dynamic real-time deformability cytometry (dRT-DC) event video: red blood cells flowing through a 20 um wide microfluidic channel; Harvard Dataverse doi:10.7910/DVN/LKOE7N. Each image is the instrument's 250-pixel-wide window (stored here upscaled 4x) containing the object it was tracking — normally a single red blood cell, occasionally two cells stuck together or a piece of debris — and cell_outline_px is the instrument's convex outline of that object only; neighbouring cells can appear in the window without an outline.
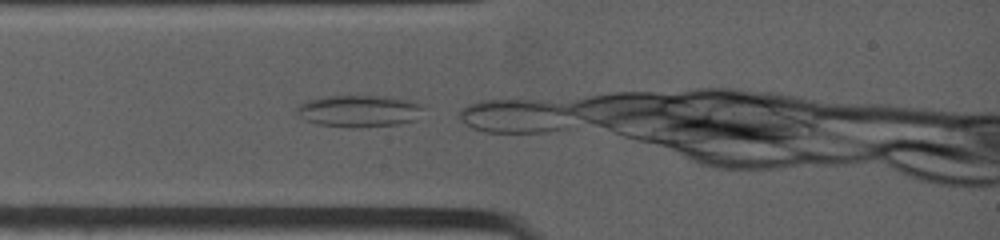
{"species": "common noctule bat (a hibernating species)", "species_latin": "Nyctalus noctula", "temperature_condition": "warm", "stored_images_in_passage": 2, "camera_frame_rate_fps": 4500, "um_per_image_px": 0.085, "animal": {"sex": "female", "body_mass_g": 19.0, "forearm_length_mm": 53.3}, "frame": {"image": 1, "passage_image": 1, "time_ms": 0.0, "image_size_px": [1000, 240], "cell_outline_px": [[428, 104], [416, 120], [396, 124], [360, 128], [352, 128], [320, 124], [304, 120], [296, 112], [296, 104], [308, 100], [328, 96], [392, 96], [412, 100]], "centroid_in_image_um": [30.59, 9.42], "position_along_channel_um": 54.4, "area_um2": 24.1}}